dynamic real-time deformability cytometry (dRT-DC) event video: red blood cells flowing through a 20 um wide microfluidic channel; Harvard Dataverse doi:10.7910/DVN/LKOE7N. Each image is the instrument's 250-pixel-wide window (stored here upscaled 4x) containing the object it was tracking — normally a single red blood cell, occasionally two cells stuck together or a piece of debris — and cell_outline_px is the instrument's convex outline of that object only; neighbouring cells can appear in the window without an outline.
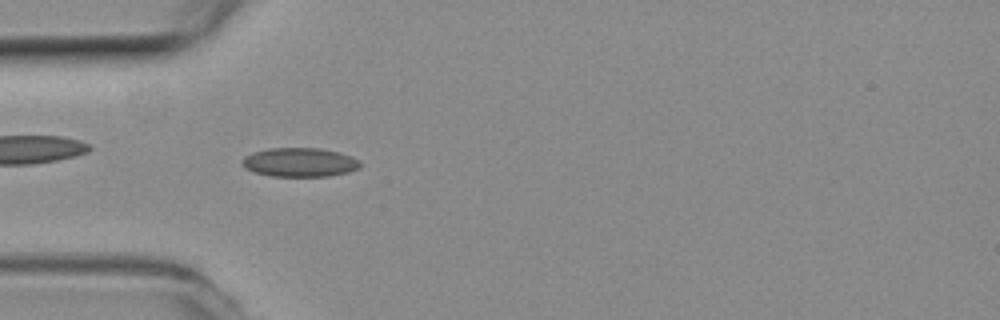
{"species": "common noctule bat (a hibernating species)", "species_latin": "Nyctalus noctula", "temperature_condition": "room temperature", "stored_images_in_passage": 9, "camera_frame_rate_fps": 3000, "um_per_image_px": 0.085, "animal": {"sex": "female", "body_mass_g": 19.3, "forearm_length_mm": 54.1}, "frame": {"image": 1, "passage_image": 3, "time_ms": 0.667, "image_size_px": [1000, 320], "cell_outline_px": [[360, 168], [348, 172], [328, 176], [272, 176], [256, 172], [244, 168], [240, 164], [240, 160], [244, 156], [252, 152], [268, 148], [320, 148], [340, 152], [352, 156], [360, 160]], "centroid_in_image_um": [25.46, 13.78], "position_along_channel_um": 59.5, "area_um2": 20.17}}
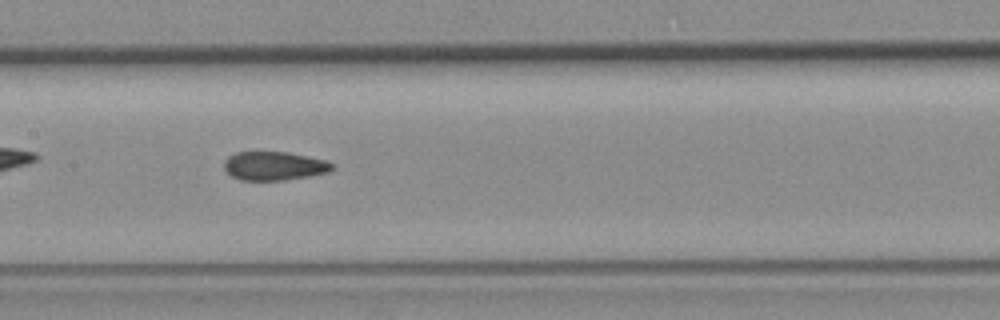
{"frame": {"image": 2, "passage_image": 6, "time_ms": 1.667, "image_size_px": [1000, 320], "cell_outline_px": [[336, 168], [328, 172], [308, 176], [284, 180], [240, 180], [232, 176], [224, 168], [224, 160], [228, 156], [236, 152], [288, 152], [328, 160], [336, 164]], "centroid_in_image_um": [23.35, 14.09], "position_along_channel_um": 184.0, "area_um2": 18.26}}
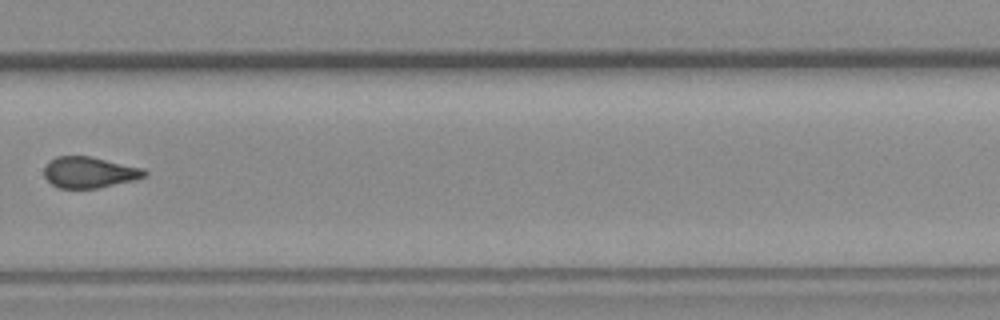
{"frame": {"image": 3, "passage_image": 9, "time_ms": 2.667, "image_size_px": [1000, 320], "cell_outline_px": [[148, 176], [136, 180], [96, 188], [60, 188], [52, 184], [44, 176], [44, 168], [56, 156], [88, 156], [144, 168], [148, 172]], "centroid_in_image_um": [7.64, 14.65], "position_along_channel_um": 322.2, "area_um2": 18.09}}